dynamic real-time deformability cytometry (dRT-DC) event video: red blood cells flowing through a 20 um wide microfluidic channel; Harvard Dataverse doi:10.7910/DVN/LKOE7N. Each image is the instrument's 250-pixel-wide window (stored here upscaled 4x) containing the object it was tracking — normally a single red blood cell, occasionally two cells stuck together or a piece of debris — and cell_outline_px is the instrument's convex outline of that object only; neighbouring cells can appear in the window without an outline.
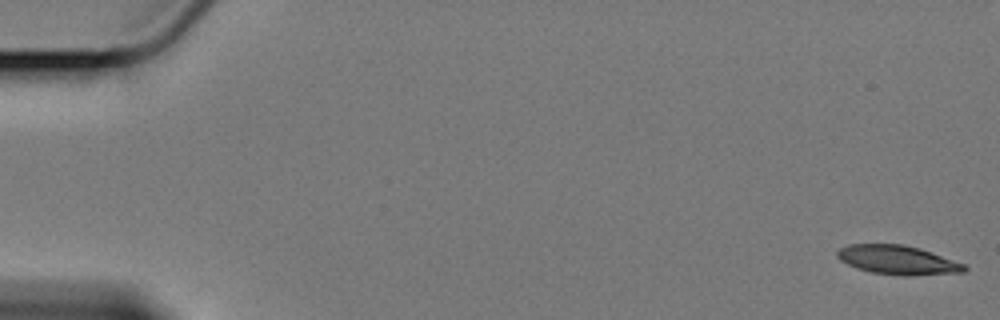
{"species": "Egyptian fruit bat (a non-hibernating species)", "species_latin": "Rousettus aegyptiacus", "temperature_condition": "cold", "stored_images_in_passage": 59, "camera_frame_rate_fps": 3000, "um_per_image_px": 0.085, "animal": {"sex": "female"}, "frame": {"image": 1, "passage_image": 1, "time_ms": 0.0, "image_size_px": [1000, 320], "cell_outline_px": [[968, 268], [964, 272], [908, 276], [900, 276], [872, 272], [856, 268], [840, 260], [836, 256], [836, 252], [840, 248], [848, 244], [900, 244], [916, 248], [964, 264]], "centroid_in_image_um": [76.24, 22.11], "position_along_channel_um": 8.8, "area_um2": 21.21}}
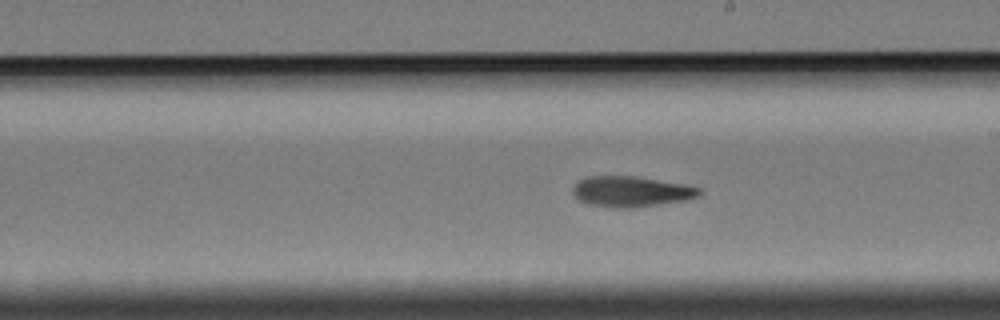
{"frame": {"image": 2, "passage_image": 34, "time_ms": 11.0, "image_size_px": [1000, 320], "cell_outline_px": [[700, 196], [688, 200], [632, 208], [612, 208], [588, 204], [580, 200], [572, 192], [572, 188], [580, 180], [588, 176], [636, 176], [684, 184], [700, 188]], "centroid_in_image_um": [53.66, 16.29], "position_along_channel_um": 235.3, "area_um2": 22.6}}
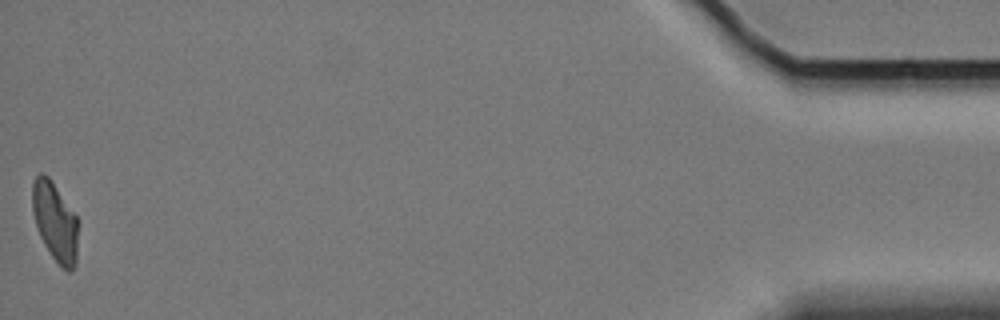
{"frame": {"image": 3, "passage_image": 59, "time_ms": 19.333, "image_size_px": [1000, 320], "cell_outline_px": [[76, 264], [72, 272], [68, 272], [52, 256], [44, 244], [40, 236], [32, 212], [32, 184], [36, 176], [40, 172], [44, 172], [48, 176], [76, 216]], "centroid_in_image_um": [4.64, 18.82], "position_along_channel_um": 430.6, "area_um2": 20.58}, "authors_computed_cell_mechanics": {"area_um2": 22.1952, "velocity_mm_per_s": 3.3979, "shape_relaxation_time_tau1_ms": 10.492, "shape_relaxation_time_tau2_ms": 7.7895, "deformation_change_tau1": 0.2185, "deformation_change_tau2": 0.1626}}